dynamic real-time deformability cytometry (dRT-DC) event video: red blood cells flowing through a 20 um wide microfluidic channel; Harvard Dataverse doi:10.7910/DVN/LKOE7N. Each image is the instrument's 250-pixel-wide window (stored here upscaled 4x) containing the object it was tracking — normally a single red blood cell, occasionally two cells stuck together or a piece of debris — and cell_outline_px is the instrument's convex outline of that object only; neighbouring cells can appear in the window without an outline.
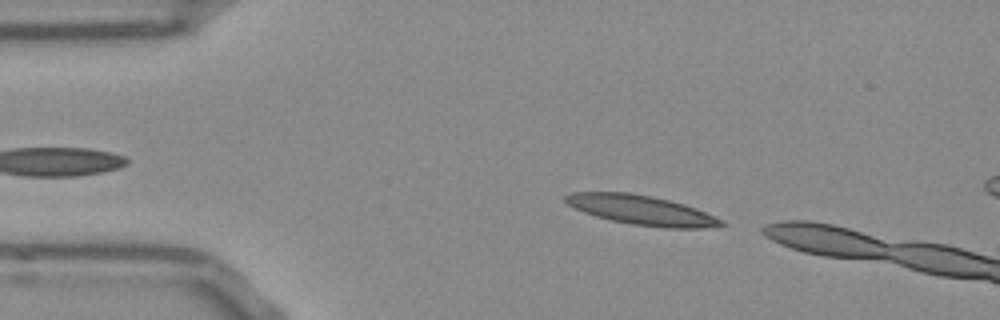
{"species": "Egyptian fruit bat (a non-hibernating species)", "species_latin": "Rousettus aegyptiacus", "temperature_condition": "room temperature", "stored_images_in_passage": 8, "camera_frame_rate_fps": 3000, "um_per_image_px": 0.085, "frame": {"image": 1, "passage_image": 2, "time_ms": 0.333, "image_size_px": [1000, 320], "cell_outline_px": [[728, 224], [704, 228], [664, 228], [632, 224], [612, 220], [596, 216], [584, 212], [568, 204], [564, 200], [564, 196], [572, 192], [632, 192], [652, 196], [684, 204], [696, 208], [724, 220]], "centroid_in_image_um": [54.56, 17.85], "position_along_channel_um": 30.4, "area_um2": 26.76}}